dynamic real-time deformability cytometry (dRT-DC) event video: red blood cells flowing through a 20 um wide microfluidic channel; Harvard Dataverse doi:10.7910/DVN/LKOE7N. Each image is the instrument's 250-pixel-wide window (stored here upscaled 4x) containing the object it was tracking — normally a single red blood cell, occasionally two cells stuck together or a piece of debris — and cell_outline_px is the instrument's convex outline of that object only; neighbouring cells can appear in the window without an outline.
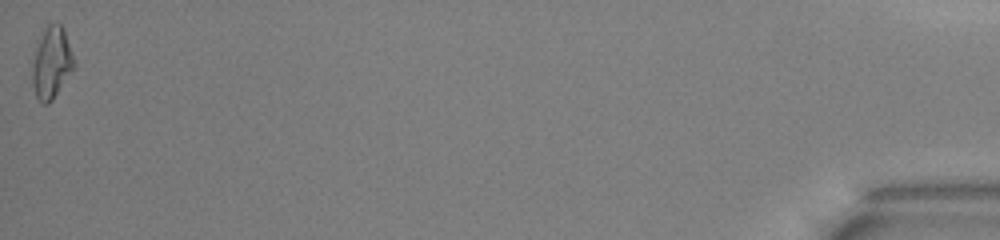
{"species": "common noctule bat (a hibernating species)", "species_latin": "Nyctalus noctula", "temperature_condition": "warm", "stored_images_in_passage": 38, "camera_frame_rate_fps": 3000, "um_per_image_px": 0.085, "animal": {"sex": "male", "body_mass_g": 13.0, "forearm_length_mm": 53.1}, "frame": {"image": 1, "passage_image": 38, "time_ms": 12.333, "image_size_px": [1000, 240], "cell_outline_px": [[76, 68], [52, 100], [48, 104], [40, 104], [36, 96], [32, 84], [32, 64], [40, 40], [48, 24], [60, 24], [64, 28], [76, 60]], "centroid_in_image_um": [4.44, 5.4], "position_along_channel_um": 430.8, "area_um2": 17.51}, "authors_computed_cell_mechanics": {"area_um2": 16.0106, "velocity_mm_per_s": 3.9874, "shape_relaxation_time_tau1_ms": 4.6393, "shape_relaxation_time_tau2_ms": 6.8155, "deformation_change_tau1": 0.1638, "deformation_change_tau2": 0.1667}}